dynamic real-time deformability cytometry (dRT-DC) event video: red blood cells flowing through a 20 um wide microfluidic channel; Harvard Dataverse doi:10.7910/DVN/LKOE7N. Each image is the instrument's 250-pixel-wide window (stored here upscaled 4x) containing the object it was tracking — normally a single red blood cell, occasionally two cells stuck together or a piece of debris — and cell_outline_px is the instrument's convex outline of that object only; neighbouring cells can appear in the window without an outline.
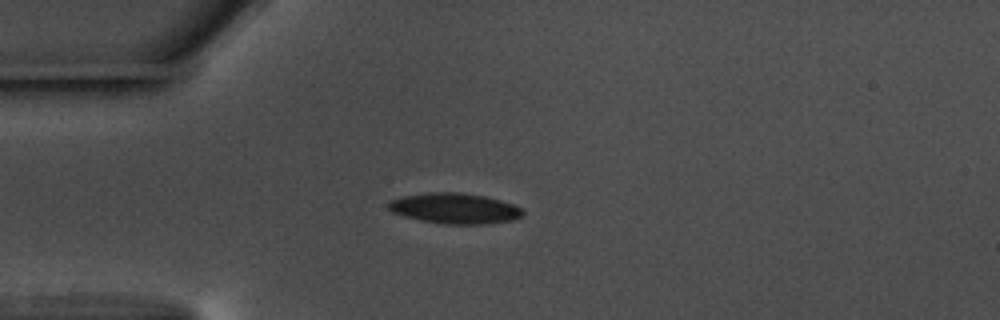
{"species": "common noctule bat (a hibernating species)", "species_latin": "Nyctalus noctula", "temperature_condition": "warm", "stored_images_in_passage": 43, "camera_frame_rate_fps": 3000, "um_per_image_px": 0.085, "animal": {"sex": "male", "body_mass_g": 17.5, "forearm_length_mm": 52.3}, "frame": {"image": 1, "passage_image": 1, "time_ms": 0.0, "image_size_px": [1000, 320], "cell_outline_px": [[524, 216], [516, 220], [484, 224], [444, 224], [420, 220], [404, 216], [392, 212], [388, 208], [388, 204], [392, 200], [400, 196], [432, 192], [460, 192], [484, 196], [500, 200], [512, 204], [520, 208], [524, 212]], "centroid_in_image_um": [38.67, 17.72], "position_along_channel_um": 46.3, "area_um2": 23.99}}
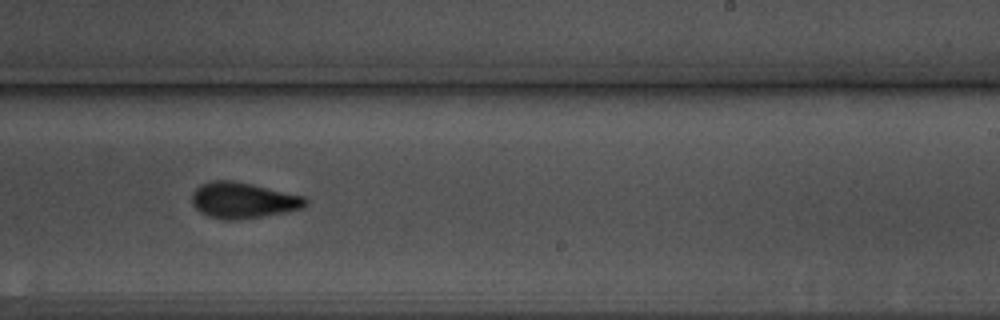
{"frame": {"image": 2, "passage_image": 21, "time_ms": 6.667, "image_size_px": [1000, 320], "cell_outline_px": [[308, 204], [304, 208], [284, 212], [240, 220], [224, 220], [208, 216], [200, 212], [192, 204], [192, 192], [200, 184], [212, 180], [232, 180], [252, 184], [304, 196], [308, 200]], "centroid_in_image_um": [20.65, 17.03], "position_along_channel_um": 268.3, "area_um2": 23.93}}
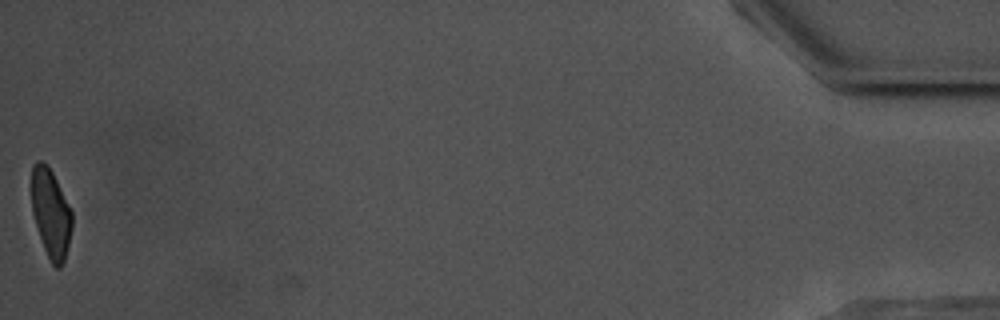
{"frame": {"image": 3, "passage_image": 43, "time_ms": 14.0, "image_size_px": [1000, 320], "cell_outline_px": [[72, 228], [64, 260], [60, 268], [56, 268], [52, 264], [44, 248], [32, 212], [32, 164], [36, 160], [40, 160], [48, 164], [72, 212]], "centroid_in_image_um": [4.31, 18.1], "position_along_channel_um": 430.9, "area_um2": 20.63}, "authors_computed_cell_mechanics": {"area_um2": 23.2356, "velocity_mm_per_s": 3.5839, "shape_relaxation_time_tau1_ms": 3.5092, "shape_relaxation_time_tau2_ms": 1.8373, "deformation_change_tau1": 0.1121, "deformation_change_tau2": 0.0796}}